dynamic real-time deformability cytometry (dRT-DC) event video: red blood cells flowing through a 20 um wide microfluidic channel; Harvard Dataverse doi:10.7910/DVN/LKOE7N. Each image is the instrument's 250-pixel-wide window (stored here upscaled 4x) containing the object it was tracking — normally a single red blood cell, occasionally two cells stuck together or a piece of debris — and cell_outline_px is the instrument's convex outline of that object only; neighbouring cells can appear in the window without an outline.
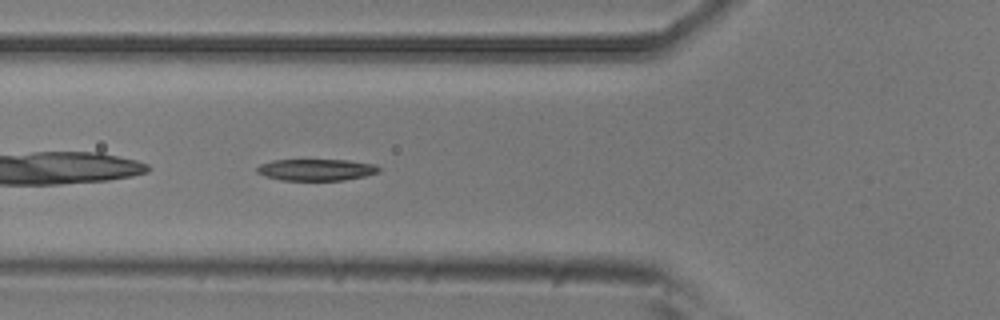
{"species": "common noctule bat (a hibernating species)", "species_latin": "Nyctalus noctula", "temperature_condition": "room temperature", "stored_images_in_passage": 39, "camera_frame_rate_fps": 3000, "um_per_image_px": 0.085, "animal": {"sex": "male", "body_mass_g": 20.5, "forearm_length_mm": 52.5}, "frame": {"image": 1, "passage_image": 4, "time_ms": 1.0, "image_size_px": [1000, 320], "cell_outline_px": [[380, 172], [364, 176], [344, 180], [280, 180], [264, 176], [256, 172], [256, 168], [260, 164], [272, 160], [348, 160], [376, 164], [380, 168]], "centroid_in_image_um": [26.87, 14.43], "position_along_channel_um": 98.9, "area_um2": 15.43}}
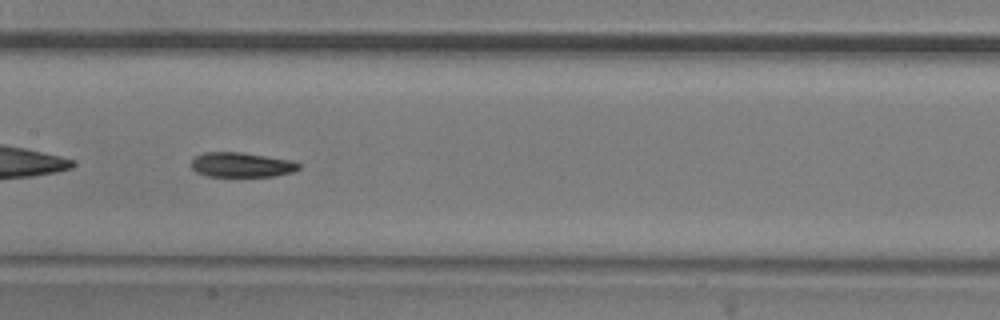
{"frame": {"image": 2, "passage_image": 11, "time_ms": 3.333, "image_size_px": [1000, 320], "cell_outline_px": [[300, 168], [292, 172], [276, 176], [208, 176], [196, 172], [192, 168], [192, 160], [196, 156], [204, 152], [240, 152], [288, 160], [300, 164]], "centroid_in_image_um": [20.5, 14.01], "position_along_channel_um": 186.9, "area_um2": 15.26}}
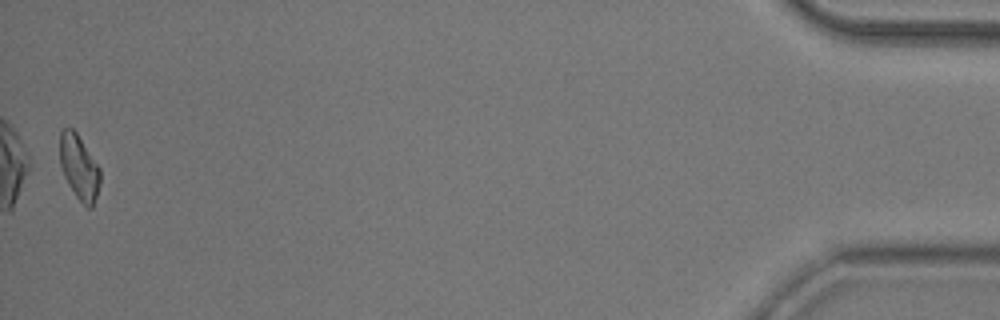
{"frame": {"image": 3, "passage_image": 38, "time_ms": 12.333, "image_size_px": [1000, 320], "cell_outline_px": [[100, 184], [92, 208], [88, 208], [76, 196], [68, 184], [64, 176], [60, 164], [60, 132], [64, 128], [72, 128], [76, 132], [100, 168]], "centroid_in_image_um": [6.72, 14.22], "position_along_channel_um": 428.5, "area_um2": 15.03}, "authors_computed_cell_mechanics": {"area_um2": 15.7794, "velocity_mm_per_s": 3.7352, "shape_relaxation_time_tau1_ms": 3.8459, "shape_relaxation_time_tau2_ms": 6.8224, "deformation_change_tau1": 0.1551, "deformation_change_tau2": 0.1721}}